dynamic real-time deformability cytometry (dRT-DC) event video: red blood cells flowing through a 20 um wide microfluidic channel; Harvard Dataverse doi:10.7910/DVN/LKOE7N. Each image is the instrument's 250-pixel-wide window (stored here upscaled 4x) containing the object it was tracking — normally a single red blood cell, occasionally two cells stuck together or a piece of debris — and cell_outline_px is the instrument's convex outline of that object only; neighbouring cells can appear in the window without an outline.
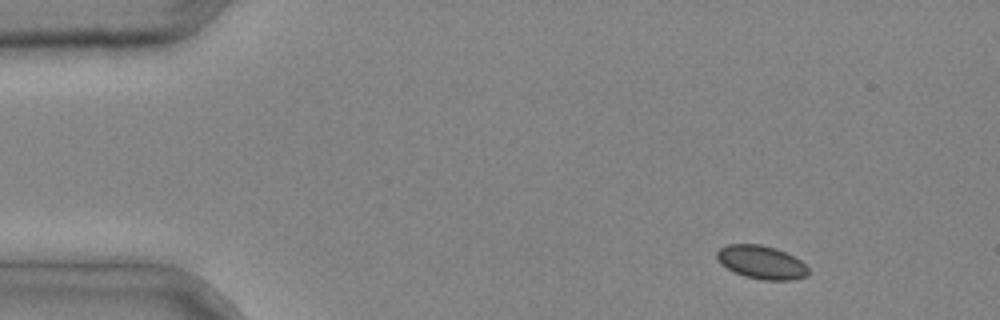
{"species": "common noctule bat (a hibernating species)", "species_latin": "Nyctalus noctula", "temperature_condition": "cold", "stored_images_in_passage": 4, "segment_of_instrument_passage": [1, 2], "camera_frame_rate_fps": 3000, "um_per_image_px": 0.085, "animal": {"sex": "male", "body_mass_g": 20.4}, "frame": {"image": 1, "passage_image": 1, "time_ms": 0.0, "image_size_px": [1000, 320], "cell_outline_px": [[808, 276], [792, 280], [764, 280], [744, 276], [720, 264], [716, 260], [716, 252], [720, 248], [728, 244], [760, 244], [776, 248], [800, 260], [808, 268]], "centroid_in_image_um": [64.7, 22.29], "position_along_channel_um": 20.3, "area_um2": 17.74}}
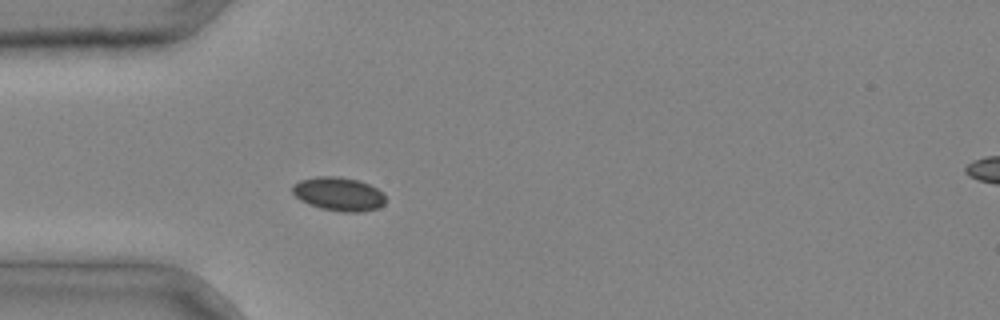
{"frame": {"image": 2, "passage_image": 3, "time_ms": 0.667, "image_size_px": [1000, 320], "cell_outline_px": [[384, 204], [376, 208], [360, 212], [340, 212], [320, 208], [308, 204], [300, 200], [292, 192], [292, 184], [300, 180], [316, 176], [340, 176], [360, 180], [376, 188], [384, 196]], "centroid_in_image_um": [28.74, 16.48], "position_along_channel_um": 56.3, "area_um2": 18.32}}